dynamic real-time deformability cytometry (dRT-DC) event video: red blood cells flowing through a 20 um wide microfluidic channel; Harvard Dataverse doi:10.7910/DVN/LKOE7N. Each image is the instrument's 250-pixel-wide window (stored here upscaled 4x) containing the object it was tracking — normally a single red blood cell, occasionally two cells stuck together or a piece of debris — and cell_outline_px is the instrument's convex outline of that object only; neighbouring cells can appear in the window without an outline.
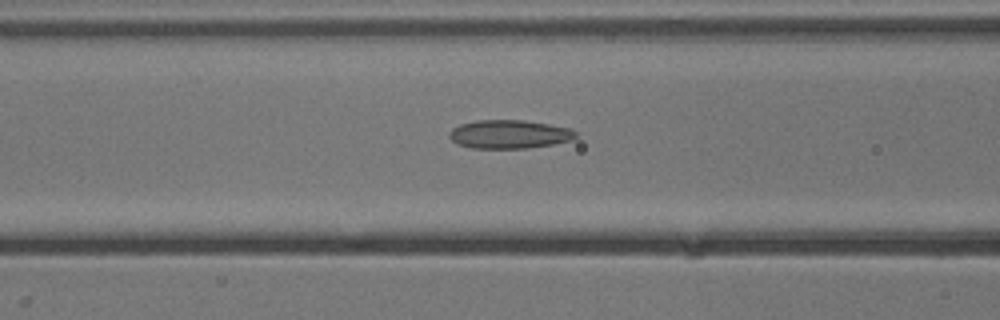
{"species": "common noctule bat (a hibernating species)", "species_latin": "Nyctalus noctula", "temperature_condition": "cold", "stored_images_in_passage": 20, "camera_frame_rate_fps": 3000, "um_per_image_px": 0.085, "animal": {"sex": "male", "body_mass_g": 13.3}, "frame": {"image": 1, "passage_image": 5, "time_ms": 1.333, "image_size_px": [1000, 320], "cell_outline_px": [[576, 136], [572, 140], [552, 144], [528, 148], [472, 148], [456, 144], [448, 136], [448, 132], [452, 128], [460, 124], [476, 120], [524, 120], [572, 128], [576, 132]], "centroid_in_image_um": [43.26, 11.41], "position_along_channel_um": 123.3, "area_um2": 21.15}}
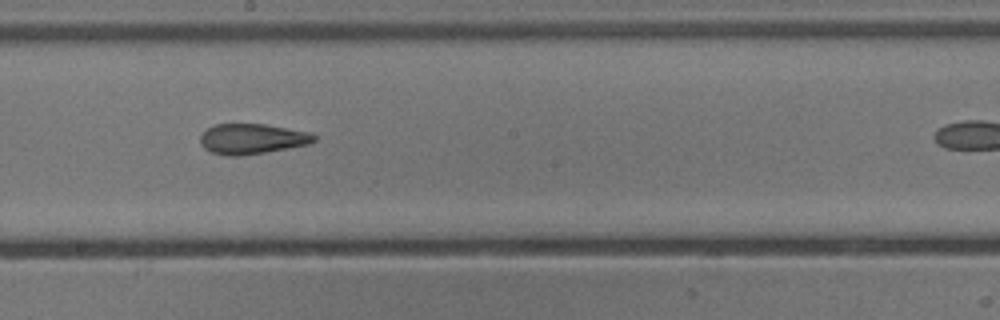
{"frame": {"image": 2, "passage_image": 13, "time_ms": 4.0, "image_size_px": [1000, 320], "cell_outline_px": [[316, 140], [308, 144], [288, 148], [240, 156], [224, 156], [212, 152], [204, 148], [200, 144], [200, 136], [208, 128], [216, 124], [264, 124], [312, 132], [316, 136]], "centroid_in_image_um": [21.43, 11.8], "position_along_channel_um": 226.8, "area_um2": 20.11}}
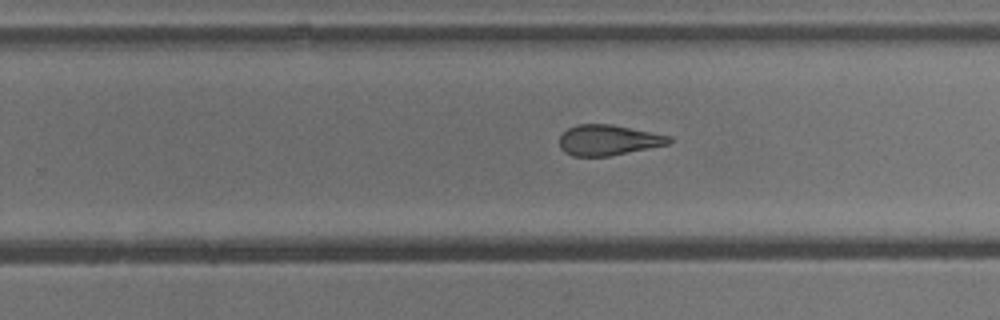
{"frame": {"image": 3, "passage_image": 17, "time_ms": 5.333, "image_size_px": [1000, 320], "cell_outline_px": [[672, 140], [668, 144], [608, 156], [572, 156], [564, 152], [560, 148], [560, 136], [568, 128], [576, 124], [608, 124], [672, 136]], "centroid_in_image_um": [51.67, 11.91], "position_along_channel_um": 278.1, "area_um2": 19.25}}